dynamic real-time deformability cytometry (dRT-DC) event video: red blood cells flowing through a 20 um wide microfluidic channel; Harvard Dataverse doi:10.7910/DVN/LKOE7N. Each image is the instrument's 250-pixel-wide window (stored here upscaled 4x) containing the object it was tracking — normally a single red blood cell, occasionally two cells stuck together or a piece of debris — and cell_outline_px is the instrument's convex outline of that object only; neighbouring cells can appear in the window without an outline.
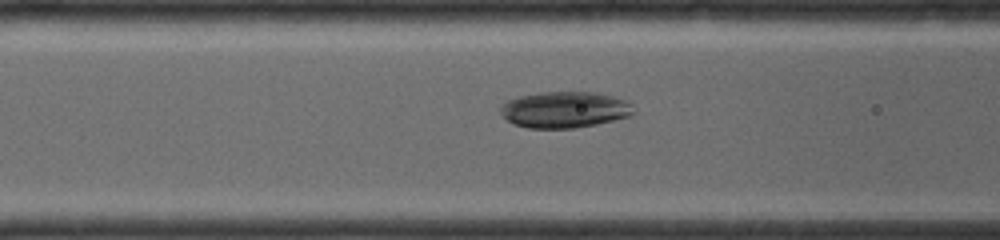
{"species": "common noctule bat (a hibernating species)", "species_latin": "Nyctalus noctula", "temperature_condition": "room temperature", "stored_images_in_passage": 31, "camera_frame_rate_fps": 4000, "um_per_image_px": 0.085, "animal": {"sex": "female", "body_mass_g": 19.0, "forearm_length_mm": 56.7}, "frame": {"image": 1, "passage_image": 11, "time_ms": 2.5, "image_size_px": [1000, 240], "cell_outline_px": [[636, 112], [632, 116], [596, 124], [576, 128], [528, 128], [512, 124], [500, 112], [500, 108], [508, 100], [520, 96], [540, 92], [596, 92], [628, 100], [632, 104]], "centroid_in_image_um": [48.05, 9.32], "position_along_channel_um": 118.6, "area_um2": 28.32}}
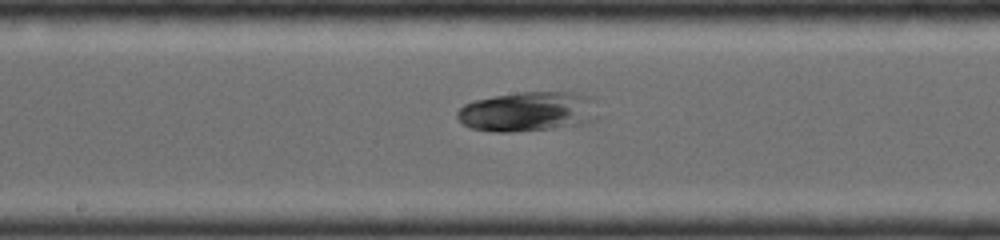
{"frame": {"image": 2, "passage_image": 19, "time_ms": 4.5, "image_size_px": [1000, 240], "cell_outline_px": [[604, 116], [596, 120], [580, 124], [548, 128], [512, 132], [492, 132], [468, 128], [456, 116], [456, 112], [464, 104], [472, 100], [492, 96], [520, 92], [580, 92], [592, 96], [596, 100]], "centroid_in_image_um": [44.97, 9.47], "position_along_channel_um": 203.2, "area_um2": 33.64}}
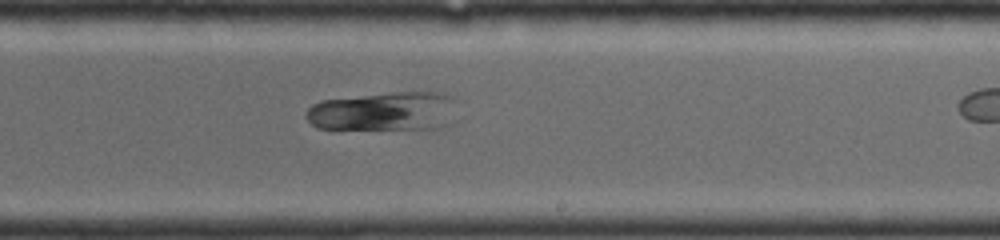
{"frame": {"image": 3, "passage_image": 24, "time_ms": 5.75, "image_size_px": [1000, 240], "cell_outline_px": [[456, 100], [448, 124], [444, 128], [316, 128], [304, 116], [308, 108], [312, 104], [320, 100], [392, 92], [440, 92], [452, 96]], "centroid_in_image_um": [32.61, 9.44], "position_along_channel_um": 256.4, "area_um2": 34.04}}